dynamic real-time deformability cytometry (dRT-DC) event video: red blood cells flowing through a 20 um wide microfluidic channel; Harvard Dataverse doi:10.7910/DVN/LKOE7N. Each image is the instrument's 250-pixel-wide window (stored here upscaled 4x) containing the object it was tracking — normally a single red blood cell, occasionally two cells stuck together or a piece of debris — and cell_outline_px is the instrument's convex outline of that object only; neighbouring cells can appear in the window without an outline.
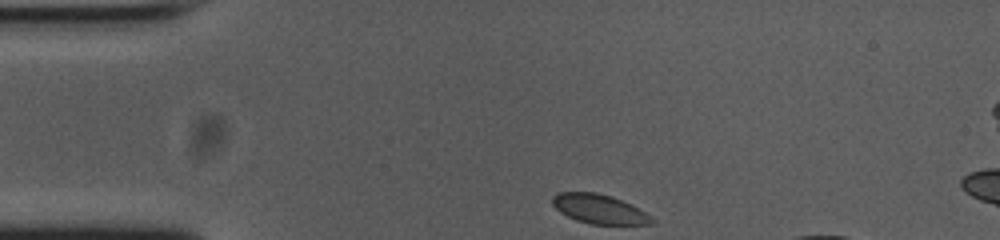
{"species": "common noctule bat (a hibernating species)", "species_latin": "Nyctalus noctula", "temperature_condition": "cold", "stored_images_in_passage": 6, "camera_frame_rate_fps": 3000, "um_per_image_px": 0.085, "animal": {"sex": "female", "body_mass_g": 23.0, "forearm_length_mm": 53.4}, "frame": {"image": 1, "passage_image": 1, "time_ms": 0.0, "image_size_px": [1000, 240], "cell_outline_px": [[656, 220], [652, 224], [592, 224], [576, 220], [560, 212], [552, 204], [552, 196], [556, 192], [596, 192], [612, 196], [652, 216]], "centroid_in_image_um": [50.9, 17.76], "position_along_channel_um": 34.1, "area_um2": 16.82}}